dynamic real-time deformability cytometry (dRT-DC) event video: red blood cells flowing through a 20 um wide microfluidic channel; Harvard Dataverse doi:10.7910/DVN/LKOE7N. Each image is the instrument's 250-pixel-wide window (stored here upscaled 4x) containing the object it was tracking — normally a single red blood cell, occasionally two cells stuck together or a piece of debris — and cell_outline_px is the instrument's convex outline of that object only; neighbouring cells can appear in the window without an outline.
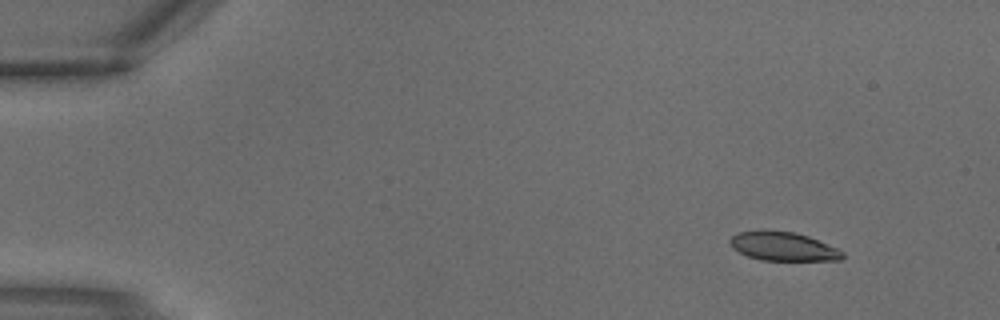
{"species": "common noctule bat (a hibernating species)", "species_latin": "Nyctalus noctula", "temperature_condition": "warm", "stored_images_in_passage": 5, "camera_frame_rate_fps": 3000, "um_per_image_px": 0.085, "animal": {"sex": "male", "body_mass_g": 18.8}, "frame": {"image": 1, "passage_image": 5, "time_ms": 1.333, "image_size_px": [1000, 320], "cell_outline_px": [[844, 256], [840, 260], [760, 260], [748, 256], [732, 248], [728, 240], [736, 232], [764, 228], [792, 232], [808, 236], [836, 248], [844, 252]], "centroid_in_image_um": [66.49, 20.91], "position_along_channel_um": 18.5, "area_um2": 19.13}}